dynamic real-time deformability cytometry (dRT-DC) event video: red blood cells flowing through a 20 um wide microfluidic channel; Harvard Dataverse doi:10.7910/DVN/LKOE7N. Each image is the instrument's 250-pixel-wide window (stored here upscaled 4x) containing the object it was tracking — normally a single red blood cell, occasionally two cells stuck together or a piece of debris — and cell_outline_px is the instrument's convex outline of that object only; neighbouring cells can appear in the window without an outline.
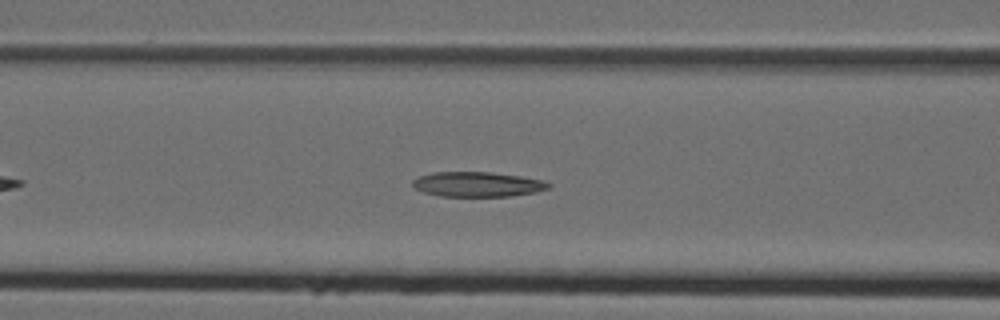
{"species": "Egyptian fruit bat (a non-hibernating species)", "species_latin": "Rousettus aegyptiacus", "temperature_condition": "cold", "stored_images_in_passage": 37, "camera_frame_rate_fps": 3000, "um_per_image_px": 0.085, "animal": {"sex": "female"}, "frame": {"image": 1, "passage_image": 11, "time_ms": 3.333, "image_size_px": [1000, 320], "cell_outline_px": [[552, 184], [548, 188], [536, 192], [512, 196], [440, 196], [424, 192], [416, 188], [412, 184], [412, 180], [420, 176], [432, 172], [492, 172], [520, 176], [544, 180]], "centroid_in_image_um": [40.61, 15.66], "position_along_channel_um": 126.0, "area_um2": 19.71}}
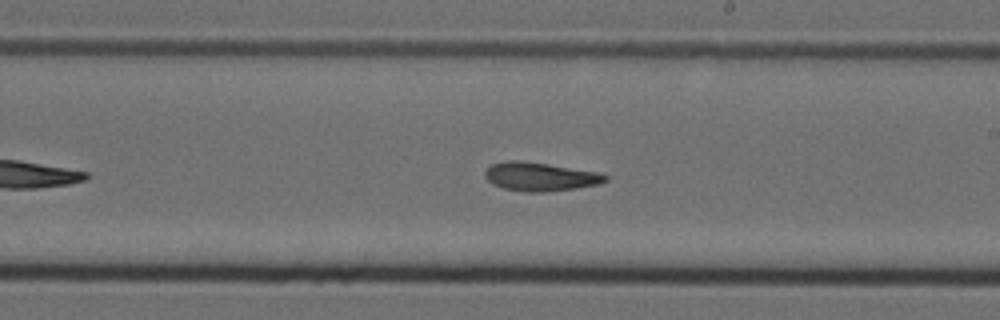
{"frame": {"image": 2, "passage_image": 20, "time_ms": 6.333, "image_size_px": [1000, 320], "cell_outline_px": [[608, 180], [600, 184], [576, 188], [544, 192], [528, 192], [504, 188], [492, 184], [484, 176], [484, 172], [492, 164], [508, 160], [520, 160], [548, 164], [596, 172], [608, 176]], "centroid_in_image_um": [45.9, 15.01], "position_along_channel_um": 243.1, "area_um2": 19.94}}
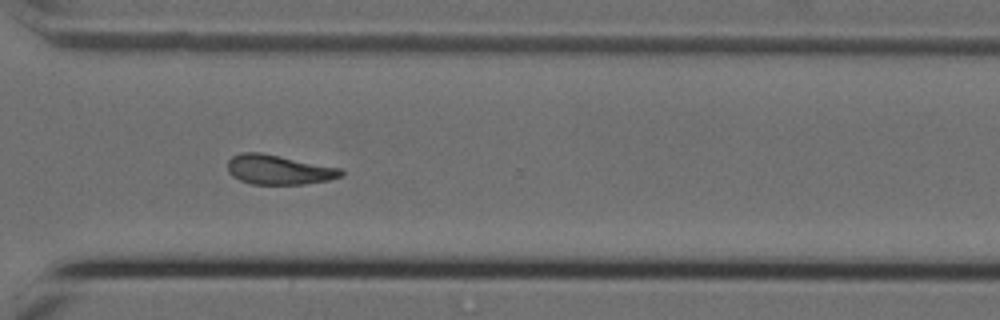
{"frame": {"image": 3, "passage_image": 28, "time_ms": 9.0, "image_size_px": [1000, 320], "cell_outline_px": [[344, 176], [328, 180], [304, 184], [252, 184], [240, 180], [232, 176], [228, 172], [228, 160], [232, 156], [240, 152], [260, 152], [340, 168], [344, 172]], "centroid_in_image_um": [23.67, 14.42], "position_along_channel_um": 346.9, "area_um2": 19.54}, "authors_computed_cell_mechanics": {"area_um2": 19.941, "velocity_mm_per_s": 3.9144, "shape_relaxation_time_tau1_ms": null, "shape_relaxation_time_tau2_ms": 5.6919, "deformation_change_tau1": null, "deformation_change_tau2": 0.1392}}